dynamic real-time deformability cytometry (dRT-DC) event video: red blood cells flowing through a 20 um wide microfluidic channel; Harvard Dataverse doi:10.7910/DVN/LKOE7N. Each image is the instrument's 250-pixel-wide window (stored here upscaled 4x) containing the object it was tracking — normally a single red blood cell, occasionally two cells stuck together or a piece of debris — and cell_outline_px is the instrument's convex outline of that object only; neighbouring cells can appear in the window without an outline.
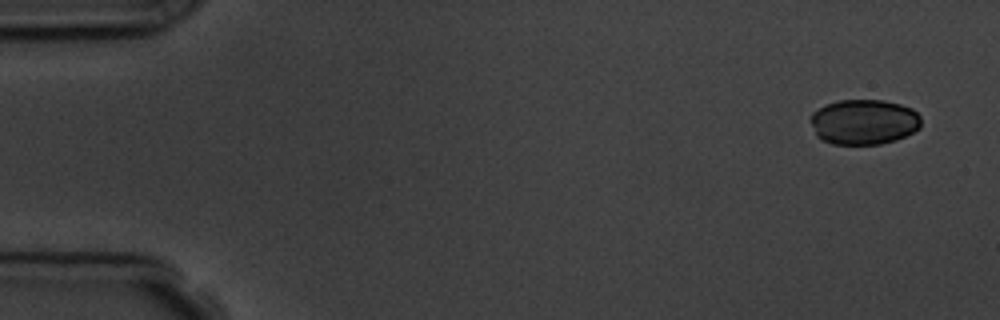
{"species": "common noctule bat (a hibernating species)", "species_latin": "Nyctalus noctula", "temperature_condition": "room temperature", "stored_images_in_passage": 5, "camera_frame_rate_fps": 3000, "um_per_image_px": 0.085, "animal": {"sex": "male", "body_mass_g": 19.5, "forearm_length_mm": 54.6}, "frame": {"image": 1, "passage_image": 1, "time_ms": 0.0, "image_size_px": [1000, 320], "cell_outline_px": [[920, 128], [896, 140], [880, 144], [832, 144], [820, 140], [816, 136], [812, 124], [812, 112], [828, 104], [840, 100], [884, 100], [900, 104], [912, 108], [920, 116]], "centroid_in_image_um": [73.44, 10.37], "position_along_channel_um": 11.6, "area_um2": 29.07}}